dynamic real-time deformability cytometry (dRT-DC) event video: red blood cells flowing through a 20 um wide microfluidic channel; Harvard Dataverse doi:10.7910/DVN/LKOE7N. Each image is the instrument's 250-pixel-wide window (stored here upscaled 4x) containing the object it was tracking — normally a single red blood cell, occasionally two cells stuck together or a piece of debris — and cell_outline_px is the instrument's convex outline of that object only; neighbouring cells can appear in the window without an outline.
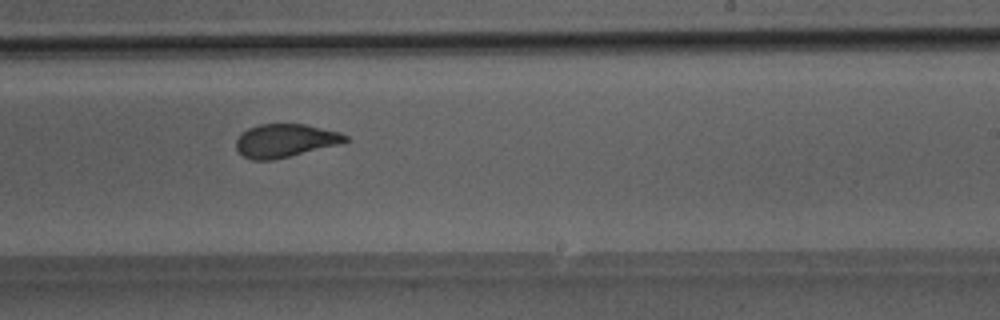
{"species": "Egyptian fruit bat (a non-hibernating species)", "species_latin": "Rousettus aegyptiacus", "temperature_condition": "room temperature", "stored_images_in_passage": 41, "camera_frame_rate_fps": 3000, "um_per_image_px": 0.085, "animal": {"sex": "male"}, "frame": {"image": 1, "passage_image": 29, "time_ms": 9.333, "image_size_px": [1000, 320], "cell_outline_px": [[348, 140], [336, 144], [272, 160], [252, 160], [244, 156], [236, 148], [236, 140], [248, 128], [260, 124], [304, 124], [340, 132], [348, 136]], "centroid_in_image_um": [24.21, 11.94], "position_along_channel_um": 264.8, "area_um2": 20.63}}
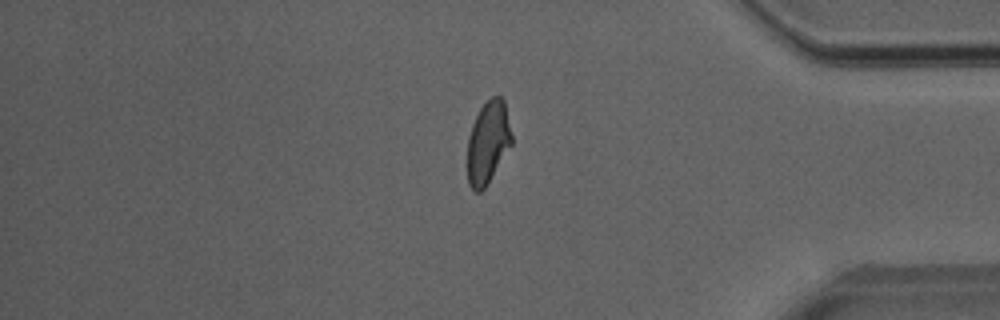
{"frame": {"image": 2, "passage_image": 40, "time_ms": 13.0, "image_size_px": [1000, 320], "cell_outline_px": [[512, 144], [488, 184], [480, 192], [476, 192], [468, 184], [468, 136], [472, 124], [480, 108], [492, 96], [500, 96], [504, 100], [512, 136]], "centroid_in_image_um": [41.48, 12.11], "position_along_channel_um": 393.7, "area_um2": 21.21}}